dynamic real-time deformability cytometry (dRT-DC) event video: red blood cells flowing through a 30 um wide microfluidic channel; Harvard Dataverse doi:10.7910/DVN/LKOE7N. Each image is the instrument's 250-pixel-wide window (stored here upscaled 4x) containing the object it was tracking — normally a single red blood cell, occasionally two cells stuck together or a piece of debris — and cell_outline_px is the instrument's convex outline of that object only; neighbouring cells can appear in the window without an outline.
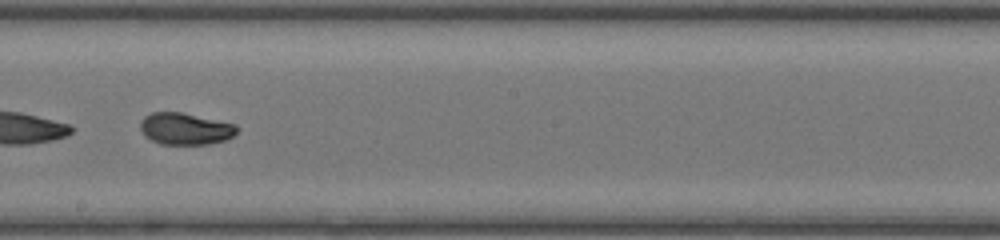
{"species": "common noctule bat (a hibernating species)", "species_latin": "Nyctalus noctula", "temperature_condition": "room temperature", "stored_images_in_passage": 47, "segment_of_instrument_passage": [2, 2], "camera_frame_rate_fps": 3000, "um_per_image_px": 0.085, "animal": {"sex": "female", "body_mass_g": 20.0, "forearm_length_mm": 54.0}, "frame": {"image": 1, "passage_image": 29, "time_ms": 9.333, "image_size_px": [1000, 240], "cell_outline_px": [[240, 128], [232, 136], [224, 140], [208, 144], [160, 144], [144, 136], [140, 128], [140, 120], [144, 116], [152, 112], [180, 112], [236, 124]], "centroid_in_image_um": [15.73, 10.94], "position_along_channel_um": 232.5, "area_um2": 17.92}}
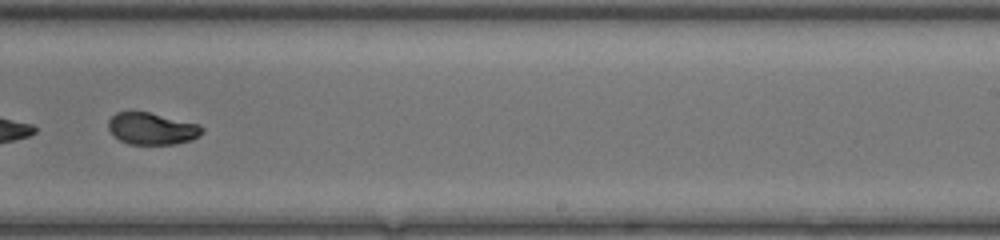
{"frame": {"image": 2, "passage_image": 32, "time_ms": 10.333, "image_size_px": [1000, 240], "cell_outline_px": [[204, 132], [200, 136], [192, 140], [176, 144], [128, 144], [120, 140], [108, 128], [108, 120], [116, 112], [148, 112], [200, 124], [204, 128]], "centroid_in_image_um": [12.96, 10.94], "position_along_channel_um": 276.0, "area_um2": 17.46}}